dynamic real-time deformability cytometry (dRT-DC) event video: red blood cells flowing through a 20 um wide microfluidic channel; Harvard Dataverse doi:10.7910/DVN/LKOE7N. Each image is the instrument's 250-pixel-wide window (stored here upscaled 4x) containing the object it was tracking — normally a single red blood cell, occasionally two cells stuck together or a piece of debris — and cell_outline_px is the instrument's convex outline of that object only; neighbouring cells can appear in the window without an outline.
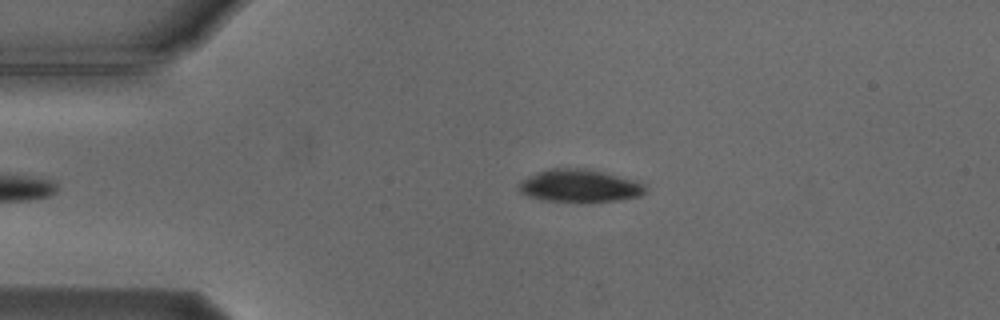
{"species": "Egyptian fruit bat (a non-hibernating species)", "species_latin": "Rousettus aegyptiacus", "temperature_condition": "cold", "stored_images_in_passage": 6, "camera_frame_rate_fps": 3000, "um_per_image_px": 0.085, "animal": {"sex": "male"}, "frame": {"image": 1, "passage_image": 6, "time_ms": 6.0, "image_size_px": [1000, 320], "cell_outline_px": [[648, 192], [640, 196], [616, 200], [540, 200], [528, 196], [520, 192], [516, 188], [520, 180], [536, 172], [548, 168], [580, 168], [600, 172], [636, 180], [644, 184], [648, 188]], "centroid_in_image_um": [49.23, 15.77], "position_along_channel_um": 35.8, "area_um2": 23.76}}